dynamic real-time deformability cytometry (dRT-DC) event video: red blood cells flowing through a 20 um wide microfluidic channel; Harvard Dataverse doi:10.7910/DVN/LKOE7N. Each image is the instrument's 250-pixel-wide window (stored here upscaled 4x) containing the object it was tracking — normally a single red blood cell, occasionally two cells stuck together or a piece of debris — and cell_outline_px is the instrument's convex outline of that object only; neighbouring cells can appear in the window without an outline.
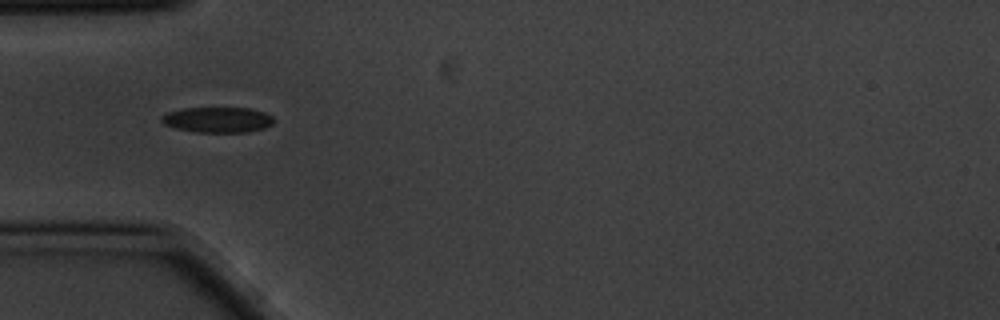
{"species": "common noctule bat (a hibernating species)", "species_latin": "Nyctalus noctula", "temperature_condition": "cold", "stored_images_in_passage": 7, "camera_frame_rate_fps": 3000, "um_per_image_px": 0.085, "animal": {"sex": "male", "body_mass_g": 20.1, "forearm_length_mm": 53.5}, "frame": {"image": 1, "passage_image": 5, "time_ms": 1.333, "image_size_px": [1000, 320], "cell_outline_px": [[272, 124], [264, 128], [248, 132], [196, 132], [176, 128], [164, 124], [160, 120], [160, 116], [168, 112], [184, 108], [252, 108], [264, 112], [272, 116]], "centroid_in_image_um": [18.48, 10.18], "position_along_channel_um": 66.5, "area_um2": 16.65}}